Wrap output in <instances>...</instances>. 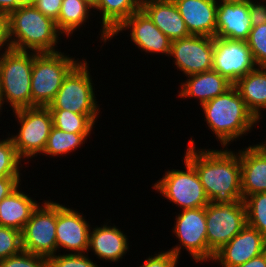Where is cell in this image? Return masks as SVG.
<instances>
[{"label":"cell","mask_w":266,"mask_h":267,"mask_svg":"<svg viewBox=\"0 0 266 267\" xmlns=\"http://www.w3.org/2000/svg\"><path fill=\"white\" fill-rule=\"evenodd\" d=\"M195 144L194 137L190 138L183 156L194 166L209 201L218 204L243 200L238 151L225 147L202 149Z\"/></svg>","instance_id":"obj_1"},{"label":"cell","mask_w":266,"mask_h":267,"mask_svg":"<svg viewBox=\"0 0 266 267\" xmlns=\"http://www.w3.org/2000/svg\"><path fill=\"white\" fill-rule=\"evenodd\" d=\"M204 121L221 147L228 148L257 127L258 120L248 110L237 88L233 85L224 94L200 106ZM240 137V138H239Z\"/></svg>","instance_id":"obj_2"},{"label":"cell","mask_w":266,"mask_h":267,"mask_svg":"<svg viewBox=\"0 0 266 267\" xmlns=\"http://www.w3.org/2000/svg\"><path fill=\"white\" fill-rule=\"evenodd\" d=\"M7 19L12 49L37 53L59 52L57 45L64 35L53 19L43 15L28 1L11 12Z\"/></svg>","instance_id":"obj_3"},{"label":"cell","mask_w":266,"mask_h":267,"mask_svg":"<svg viewBox=\"0 0 266 267\" xmlns=\"http://www.w3.org/2000/svg\"><path fill=\"white\" fill-rule=\"evenodd\" d=\"M33 51L10 49L0 56V101L15 111L32 108L31 75Z\"/></svg>","instance_id":"obj_4"},{"label":"cell","mask_w":266,"mask_h":267,"mask_svg":"<svg viewBox=\"0 0 266 267\" xmlns=\"http://www.w3.org/2000/svg\"><path fill=\"white\" fill-rule=\"evenodd\" d=\"M64 52L38 53L31 75L32 107H48L65 77L81 61ZM76 58V59H75Z\"/></svg>","instance_id":"obj_5"},{"label":"cell","mask_w":266,"mask_h":267,"mask_svg":"<svg viewBox=\"0 0 266 267\" xmlns=\"http://www.w3.org/2000/svg\"><path fill=\"white\" fill-rule=\"evenodd\" d=\"M88 60L82 59L65 77L48 109H64L76 114L99 115L95 84L90 74ZM94 85V86H93ZM94 87V88H93Z\"/></svg>","instance_id":"obj_6"},{"label":"cell","mask_w":266,"mask_h":267,"mask_svg":"<svg viewBox=\"0 0 266 267\" xmlns=\"http://www.w3.org/2000/svg\"><path fill=\"white\" fill-rule=\"evenodd\" d=\"M183 169H167L162 178L153 183V190L179 206L181 210L205 207L210 203L194 166L183 157Z\"/></svg>","instance_id":"obj_7"},{"label":"cell","mask_w":266,"mask_h":267,"mask_svg":"<svg viewBox=\"0 0 266 267\" xmlns=\"http://www.w3.org/2000/svg\"><path fill=\"white\" fill-rule=\"evenodd\" d=\"M19 124L18 133L9 136L13 140L19 157L24 161L45 150L48 136L53 127L51 111L47 107L22 108L12 112Z\"/></svg>","instance_id":"obj_8"},{"label":"cell","mask_w":266,"mask_h":267,"mask_svg":"<svg viewBox=\"0 0 266 267\" xmlns=\"http://www.w3.org/2000/svg\"><path fill=\"white\" fill-rule=\"evenodd\" d=\"M208 262L214 253L227 244L247 225L243 200L231 203H209L205 206Z\"/></svg>","instance_id":"obj_9"},{"label":"cell","mask_w":266,"mask_h":267,"mask_svg":"<svg viewBox=\"0 0 266 267\" xmlns=\"http://www.w3.org/2000/svg\"><path fill=\"white\" fill-rule=\"evenodd\" d=\"M43 202L33 211L21 232L22 249L49 258L57 254L56 201Z\"/></svg>","instance_id":"obj_10"},{"label":"cell","mask_w":266,"mask_h":267,"mask_svg":"<svg viewBox=\"0 0 266 267\" xmlns=\"http://www.w3.org/2000/svg\"><path fill=\"white\" fill-rule=\"evenodd\" d=\"M175 220L172 233L179 244L168 250L180 258L181 250L186 249L196 263L208 262L205 207L180 210Z\"/></svg>","instance_id":"obj_11"},{"label":"cell","mask_w":266,"mask_h":267,"mask_svg":"<svg viewBox=\"0 0 266 267\" xmlns=\"http://www.w3.org/2000/svg\"><path fill=\"white\" fill-rule=\"evenodd\" d=\"M212 70L233 85L258 66L246 41L213 37Z\"/></svg>","instance_id":"obj_12"},{"label":"cell","mask_w":266,"mask_h":267,"mask_svg":"<svg viewBox=\"0 0 266 267\" xmlns=\"http://www.w3.org/2000/svg\"><path fill=\"white\" fill-rule=\"evenodd\" d=\"M213 37L190 35L172 41L169 58L186 77L212 70Z\"/></svg>","instance_id":"obj_13"},{"label":"cell","mask_w":266,"mask_h":267,"mask_svg":"<svg viewBox=\"0 0 266 267\" xmlns=\"http://www.w3.org/2000/svg\"><path fill=\"white\" fill-rule=\"evenodd\" d=\"M83 213L56 202L57 252L87 253L91 225ZM71 251V252H69Z\"/></svg>","instance_id":"obj_14"},{"label":"cell","mask_w":266,"mask_h":267,"mask_svg":"<svg viewBox=\"0 0 266 267\" xmlns=\"http://www.w3.org/2000/svg\"><path fill=\"white\" fill-rule=\"evenodd\" d=\"M126 30L130 32V41L142 52L150 55L159 53L169 57L172 41L154 25L141 8L109 36V41Z\"/></svg>","instance_id":"obj_15"},{"label":"cell","mask_w":266,"mask_h":267,"mask_svg":"<svg viewBox=\"0 0 266 267\" xmlns=\"http://www.w3.org/2000/svg\"><path fill=\"white\" fill-rule=\"evenodd\" d=\"M266 251V238L248 224L227 244L214 253L212 262L220 267L244 264Z\"/></svg>","instance_id":"obj_16"},{"label":"cell","mask_w":266,"mask_h":267,"mask_svg":"<svg viewBox=\"0 0 266 267\" xmlns=\"http://www.w3.org/2000/svg\"><path fill=\"white\" fill-rule=\"evenodd\" d=\"M109 222L91 227L87 253L92 251L100 261L117 263L125 257L130 246L127 233L124 234L114 223V226L108 225Z\"/></svg>","instance_id":"obj_17"},{"label":"cell","mask_w":266,"mask_h":267,"mask_svg":"<svg viewBox=\"0 0 266 267\" xmlns=\"http://www.w3.org/2000/svg\"><path fill=\"white\" fill-rule=\"evenodd\" d=\"M190 35L215 37L217 0H173Z\"/></svg>","instance_id":"obj_18"},{"label":"cell","mask_w":266,"mask_h":267,"mask_svg":"<svg viewBox=\"0 0 266 267\" xmlns=\"http://www.w3.org/2000/svg\"><path fill=\"white\" fill-rule=\"evenodd\" d=\"M251 28L249 3L218 2L216 37L247 41Z\"/></svg>","instance_id":"obj_19"},{"label":"cell","mask_w":266,"mask_h":267,"mask_svg":"<svg viewBox=\"0 0 266 267\" xmlns=\"http://www.w3.org/2000/svg\"><path fill=\"white\" fill-rule=\"evenodd\" d=\"M141 9L171 41L190 36L173 0H141Z\"/></svg>","instance_id":"obj_20"},{"label":"cell","mask_w":266,"mask_h":267,"mask_svg":"<svg viewBox=\"0 0 266 267\" xmlns=\"http://www.w3.org/2000/svg\"><path fill=\"white\" fill-rule=\"evenodd\" d=\"M238 154L243 200L252 194L266 192V153L257 144H252L238 149Z\"/></svg>","instance_id":"obj_21"},{"label":"cell","mask_w":266,"mask_h":267,"mask_svg":"<svg viewBox=\"0 0 266 267\" xmlns=\"http://www.w3.org/2000/svg\"><path fill=\"white\" fill-rule=\"evenodd\" d=\"M187 80L180 83L179 98H194L200 106L215 97L224 94L233 84L218 72L210 70L187 76Z\"/></svg>","instance_id":"obj_22"},{"label":"cell","mask_w":266,"mask_h":267,"mask_svg":"<svg viewBox=\"0 0 266 267\" xmlns=\"http://www.w3.org/2000/svg\"><path fill=\"white\" fill-rule=\"evenodd\" d=\"M140 8L141 0H96L93 12L101 15L99 23L102 28L98 35L102 45H106L109 36Z\"/></svg>","instance_id":"obj_23"},{"label":"cell","mask_w":266,"mask_h":267,"mask_svg":"<svg viewBox=\"0 0 266 267\" xmlns=\"http://www.w3.org/2000/svg\"><path fill=\"white\" fill-rule=\"evenodd\" d=\"M39 203L20 186L0 202V225L20 232Z\"/></svg>","instance_id":"obj_24"},{"label":"cell","mask_w":266,"mask_h":267,"mask_svg":"<svg viewBox=\"0 0 266 267\" xmlns=\"http://www.w3.org/2000/svg\"><path fill=\"white\" fill-rule=\"evenodd\" d=\"M234 86L248 110L260 122V119L264 117L262 113L266 110V67H257L250 71L243 78H240Z\"/></svg>","instance_id":"obj_25"},{"label":"cell","mask_w":266,"mask_h":267,"mask_svg":"<svg viewBox=\"0 0 266 267\" xmlns=\"http://www.w3.org/2000/svg\"><path fill=\"white\" fill-rule=\"evenodd\" d=\"M93 8L83 0H63L61 10L56 21L58 30L67 38L81 27H85L89 17L93 16ZM78 29V30H77Z\"/></svg>","instance_id":"obj_26"},{"label":"cell","mask_w":266,"mask_h":267,"mask_svg":"<svg viewBox=\"0 0 266 267\" xmlns=\"http://www.w3.org/2000/svg\"><path fill=\"white\" fill-rule=\"evenodd\" d=\"M92 133H68L61 131L55 127H52L50 135L48 136V141L43 151V156H52L53 158L66 157V155H71L78 148L83 146L85 141ZM64 155V156H63Z\"/></svg>","instance_id":"obj_27"},{"label":"cell","mask_w":266,"mask_h":267,"mask_svg":"<svg viewBox=\"0 0 266 267\" xmlns=\"http://www.w3.org/2000/svg\"><path fill=\"white\" fill-rule=\"evenodd\" d=\"M53 127L68 133H92L98 115L76 114L64 109H49Z\"/></svg>","instance_id":"obj_28"},{"label":"cell","mask_w":266,"mask_h":267,"mask_svg":"<svg viewBox=\"0 0 266 267\" xmlns=\"http://www.w3.org/2000/svg\"><path fill=\"white\" fill-rule=\"evenodd\" d=\"M247 224L266 238V192L247 196L244 200Z\"/></svg>","instance_id":"obj_29"},{"label":"cell","mask_w":266,"mask_h":267,"mask_svg":"<svg viewBox=\"0 0 266 267\" xmlns=\"http://www.w3.org/2000/svg\"><path fill=\"white\" fill-rule=\"evenodd\" d=\"M21 162L24 161L19 157L9 134L6 139H0V175L2 177L22 176Z\"/></svg>","instance_id":"obj_30"},{"label":"cell","mask_w":266,"mask_h":267,"mask_svg":"<svg viewBox=\"0 0 266 267\" xmlns=\"http://www.w3.org/2000/svg\"><path fill=\"white\" fill-rule=\"evenodd\" d=\"M247 44L258 67H266V23L251 28Z\"/></svg>","instance_id":"obj_31"},{"label":"cell","mask_w":266,"mask_h":267,"mask_svg":"<svg viewBox=\"0 0 266 267\" xmlns=\"http://www.w3.org/2000/svg\"><path fill=\"white\" fill-rule=\"evenodd\" d=\"M22 250L21 232L0 225V260L19 254Z\"/></svg>","instance_id":"obj_32"},{"label":"cell","mask_w":266,"mask_h":267,"mask_svg":"<svg viewBox=\"0 0 266 267\" xmlns=\"http://www.w3.org/2000/svg\"><path fill=\"white\" fill-rule=\"evenodd\" d=\"M88 253H58L47 258V267H99Z\"/></svg>","instance_id":"obj_33"},{"label":"cell","mask_w":266,"mask_h":267,"mask_svg":"<svg viewBox=\"0 0 266 267\" xmlns=\"http://www.w3.org/2000/svg\"><path fill=\"white\" fill-rule=\"evenodd\" d=\"M0 267H47V258L22 250L19 254L0 260Z\"/></svg>","instance_id":"obj_34"},{"label":"cell","mask_w":266,"mask_h":267,"mask_svg":"<svg viewBox=\"0 0 266 267\" xmlns=\"http://www.w3.org/2000/svg\"><path fill=\"white\" fill-rule=\"evenodd\" d=\"M179 260L180 259L170 250H161L154 255H149L148 258L146 257L139 267H178L176 265L179 263Z\"/></svg>","instance_id":"obj_35"},{"label":"cell","mask_w":266,"mask_h":267,"mask_svg":"<svg viewBox=\"0 0 266 267\" xmlns=\"http://www.w3.org/2000/svg\"><path fill=\"white\" fill-rule=\"evenodd\" d=\"M43 15L53 19L55 22L58 19L63 0H27Z\"/></svg>","instance_id":"obj_36"},{"label":"cell","mask_w":266,"mask_h":267,"mask_svg":"<svg viewBox=\"0 0 266 267\" xmlns=\"http://www.w3.org/2000/svg\"><path fill=\"white\" fill-rule=\"evenodd\" d=\"M252 27L266 23V0H252L249 3Z\"/></svg>","instance_id":"obj_37"},{"label":"cell","mask_w":266,"mask_h":267,"mask_svg":"<svg viewBox=\"0 0 266 267\" xmlns=\"http://www.w3.org/2000/svg\"><path fill=\"white\" fill-rule=\"evenodd\" d=\"M20 176H7L0 178V202L21 186Z\"/></svg>","instance_id":"obj_38"},{"label":"cell","mask_w":266,"mask_h":267,"mask_svg":"<svg viewBox=\"0 0 266 267\" xmlns=\"http://www.w3.org/2000/svg\"><path fill=\"white\" fill-rule=\"evenodd\" d=\"M10 49L11 45L8 37V19L7 16L0 15V56Z\"/></svg>","instance_id":"obj_39"},{"label":"cell","mask_w":266,"mask_h":267,"mask_svg":"<svg viewBox=\"0 0 266 267\" xmlns=\"http://www.w3.org/2000/svg\"><path fill=\"white\" fill-rule=\"evenodd\" d=\"M27 0H0V15L8 16Z\"/></svg>","instance_id":"obj_40"},{"label":"cell","mask_w":266,"mask_h":267,"mask_svg":"<svg viewBox=\"0 0 266 267\" xmlns=\"http://www.w3.org/2000/svg\"><path fill=\"white\" fill-rule=\"evenodd\" d=\"M233 267H266V251L241 265Z\"/></svg>","instance_id":"obj_41"},{"label":"cell","mask_w":266,"mask_h":267,"mask_svg":"<svg viewBox=\"0 0 266 267\" xmlns=\"http://www.w3.org/2000/svg\"><path fill=\"white\" fill-rule=\"evenodd\" d=\"M217 1L226 3H250L252 0H217Z\"/></svg>","instance_id":"obj_42"},{"label":"cell","mask_w":266,"mask_h":267,"mask_svg":"<svg viewBox=\"0 0 266 267\" xmlns=\"http://www.w3.org/2000/svg\"><path fill=\"white\" fill-rule=\"evenodd\" d=\"M257 145L266 153V139L259 144L257 143Z\"/></svg>","instance_id":"obj_43"},{"label":"cell","mask_w":266,"mask_h":267,"mask_svg":"<svg viewBox=\"0 0 266 267\" xmlns=\"http://www.w3.org/2000/svg\"><path fill=\"white\" fill-rule=\"evenodd\" d=\"M85 1L87 4H89L92 8H94L95 4H96V0H83Z\"/></svg>","instance_id":"obj_44"},{"label":"cell","mask_w":266,"mask_h":267,"mask_svg":"<svg viewBox=\"0 0 266 267\" xmlns=\"http://www.w3.org/2000/svg\"><path fill=\"white\" fill-rule=\"evenodd\" d=\"M3 109H4V108L2 107V105H1V101H0V115H1V112H2Z\"/></svg>","instance_id":"obj_45"}]
</instances>
